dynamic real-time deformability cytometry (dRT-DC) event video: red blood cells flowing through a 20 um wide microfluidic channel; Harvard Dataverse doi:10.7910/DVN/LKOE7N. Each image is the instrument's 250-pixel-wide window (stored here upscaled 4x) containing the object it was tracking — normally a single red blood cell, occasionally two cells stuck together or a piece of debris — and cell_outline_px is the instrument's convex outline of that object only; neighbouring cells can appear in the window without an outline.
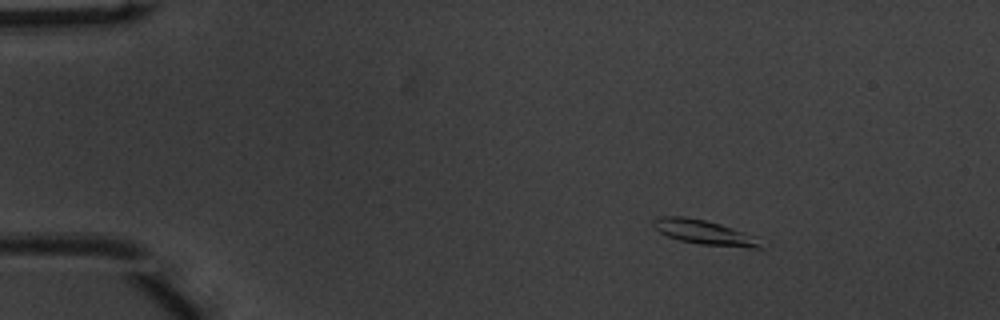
{"species": "common noctule bat (a hibernating species)", "species_latin": "Nyctalus noctula", "temperature_condition": "warm", "stored_images_in_passage": 53, "camera_frame_rate_fps": 3000, "um_per_image_px": 0.085, "animal": {"sex": "male", "body_mass_g": 20.1, "forearm_length_mm": 53.5}, "frame": {"image": 1, "passage_image": 9, "time_ms": 2.667, "image_size_px": [1000, 320], "cell_outline_px": [[764, 248], [752, 248], [700, 244], [680, 240], [668, 236], [660, 232], [652, 224], [652, 220], [660, 216], [684, 216], [704, 220], [720, 224], [756, 236]], "centroid_in_image_um": [59.87, 19.75], "position_along_channel_um": 25.1, "area_um2": 15.2}}
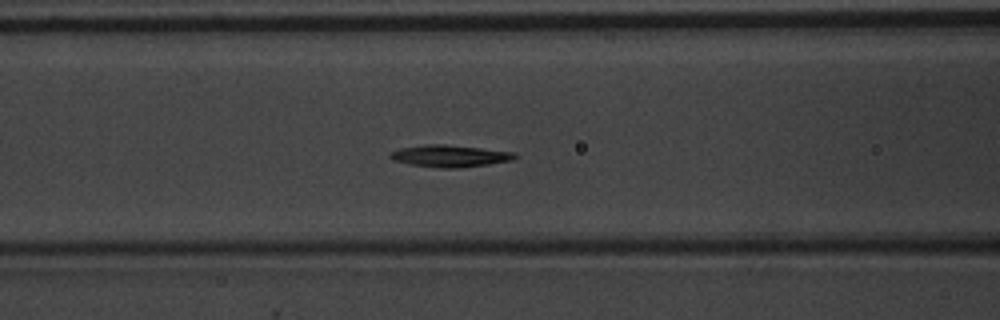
{"frame": {"image": 2, "passage_image": 23, "time_ms": 7.333, "image_size_px": [1000, 320], "cell_outline_px": [[520, 156], [512, 160], [488, 164], [460, 168], [440, 168], [412, 164], [392, 160], [388, 156], [392, 152], [400, 148], [424, 144], [444, 144], [516, 152]], "centroid_in_image_um": [38.27, 13.25], "position_along_channel_um": 128.3, "area_um2": 15.95}}
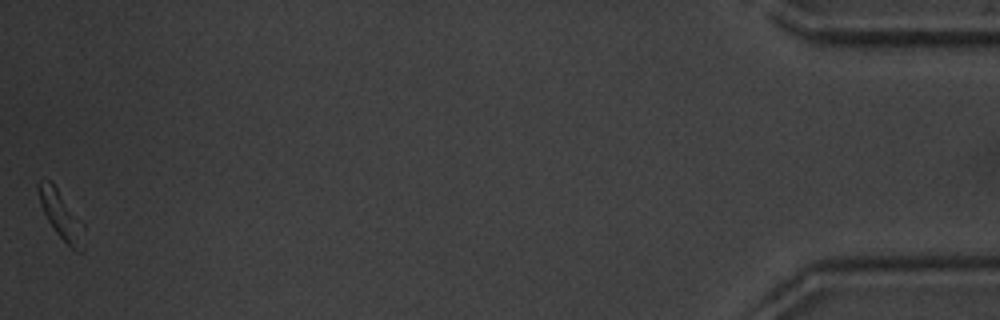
{"frame": {"image": 3, "passage_image": 53, "time_ms": 17.333, "image_size_px": [1000, 320], "cell_outline_px": [[84, 252], [76, 252], [56, 232], [48, 220], [40, 204], [36, 188], [36, 184], [48, 180], [56, 188], [84, 224]], "centroid_in_image_um": [5.22, 18.35], "position_along_channel_um": 430.0, "area_um2": 12.43}, "authors_computed_cell_mechanics": {"area_um2": 14.9124, "velocity_mm_per_s": 3.9144, "shape_relaxation_time_tau1_ms": 4.2766, "shape_relaxation_time_tau2_ms": null, "deformation_change_tau1": 0.1565, "deformation_change_tau2": null}}